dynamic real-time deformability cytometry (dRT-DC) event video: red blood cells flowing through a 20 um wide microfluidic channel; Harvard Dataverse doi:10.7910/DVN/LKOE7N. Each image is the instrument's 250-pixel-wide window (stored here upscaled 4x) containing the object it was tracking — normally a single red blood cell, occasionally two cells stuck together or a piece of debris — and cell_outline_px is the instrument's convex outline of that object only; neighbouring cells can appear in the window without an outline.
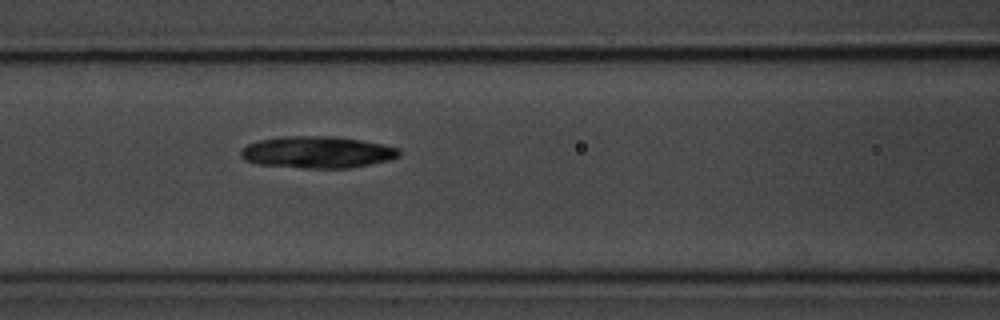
{"species": "common noctule bat (a hibernating species)", "species_latin": "Nyctalus noctula", "temperature_condition": "room temperature", "stored_images_in_passage": 5, "camera_frame_rate_fps": 3000, "um_per_image_px": 0.085, "animal": {"sex": "male", "body_mass_g": 20.1, "forearm_length_mm": 53.5}, "frame": {"image": 1, "passage_image": 5, "time_ms": 5.667, "image_size_px": [1000, 320], "cell_outline_px": [[400, 156], [388, 160], [348, 168], [304, 168], [256, 164], [244, 160], [240, 156], [240, 152], [248, 144], [256, 140], [284, 136], [332, 136], [360, 140], [384, 144], [400, 148]], "centroid_in_image_um": [26.95, 12.93], "position_along_channel_um": 139.7, "area_um2": 29.42}}